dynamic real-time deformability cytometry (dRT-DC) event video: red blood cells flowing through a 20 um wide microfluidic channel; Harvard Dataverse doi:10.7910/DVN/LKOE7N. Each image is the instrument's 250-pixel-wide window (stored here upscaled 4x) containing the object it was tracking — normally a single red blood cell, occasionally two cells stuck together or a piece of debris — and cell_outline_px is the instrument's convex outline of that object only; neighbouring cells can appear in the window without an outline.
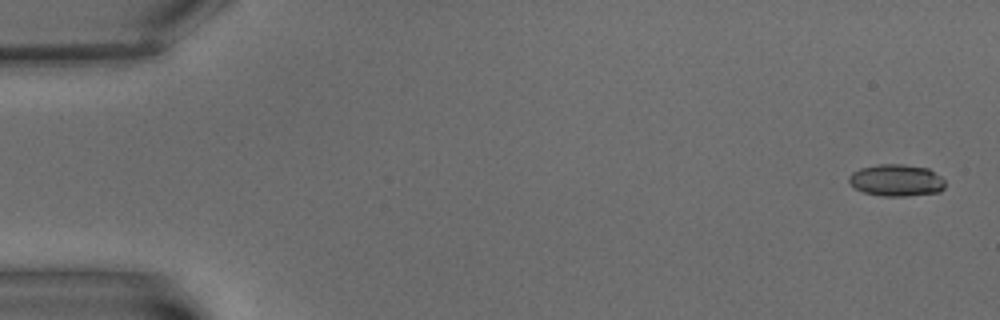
{"species": "common noctule bat (a hibernating species)", "species_latin": "Nyctalus noctula", "temperature_condition": "warm", "stored_images_in_passage": 6, "camera_frame_rate_fps": 3000, "um_per_image_px": 0.085, "animal": {"sex": "male", "body_mass_g": 15.6}, "frame": {"image": 1, "passage_image": 1, "time_ms": 0.0, "image_size_px": [1000, 320], "cell_outline_px": [[944, 188], [940, 192], [908, 196], [880, 196], [864, 192], [856, 188], [848, 180], [848, 176], [852, 172], [860, 168], [880, 164], [904, 164], [928, 168], [940, 176], [944, 180]], "centroid_in_image_um": [76.2, 15.32], "position_along_channel_um": 8.8, "area_um2": 17.92}}
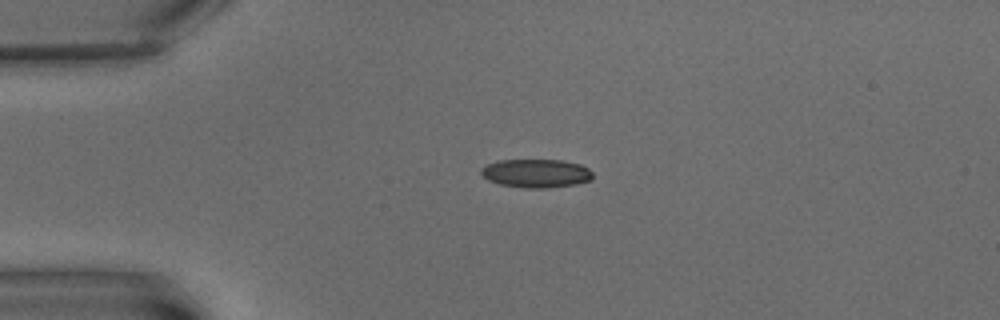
{"frame": {"image": 2, "passage_image": 5, "time_ms": 4.667, "image_size_px": [1000, 320], "cell_outline_px": [[592, 180], [576, 184], [548, 188], [524, 188], [500, 184], [488, 180], [480, 172], [480, 168], [488, 164], [500, 160], [560, 160], [580, 164], [588, 168], [592, 172]], "centroid_in_image_um": [45.58, 14.73], "position_along_channel_um": 39.4, "area_um2": 18.55}}